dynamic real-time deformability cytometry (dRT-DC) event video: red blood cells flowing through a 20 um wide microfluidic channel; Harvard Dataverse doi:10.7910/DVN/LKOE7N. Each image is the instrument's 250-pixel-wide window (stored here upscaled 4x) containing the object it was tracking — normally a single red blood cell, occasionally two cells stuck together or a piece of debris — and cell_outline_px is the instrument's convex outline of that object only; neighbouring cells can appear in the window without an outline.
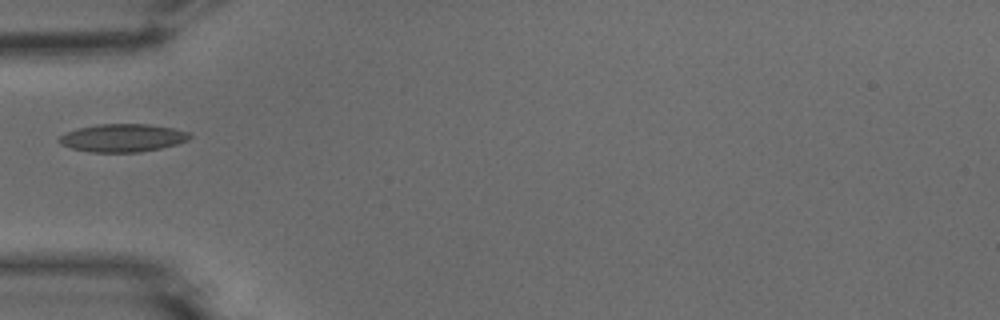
{"species": "common noctule bat (a hibernating species)", "species_latin": "Nyctalus noctula", "temperature_condition": "warm", "stored_images_in_passage": 3, "camera_frame_rate_fps": 3000, "um_per_image_px": 0.085, "animal": {"sex": "male", "body_mass_g": 15.6}, "frame": {"image": 1, "passage_image": 1, "time_ms": 0.0, "image_size_px": [1000, 320], "cell_outline_px": [[192, 136], [188, 140], [176, 144], [160, 148], [140, 152], [92, 152], [72, 148], [60, 144], [56, 140], [60, 136], [76, 128], [96, 124], [148, 124], [172, 128], [188, 132]], "centroid_in_image_um": [10.4, 11.72], "position_along_channel_um": 74.6, "area_um2": 21.21}}